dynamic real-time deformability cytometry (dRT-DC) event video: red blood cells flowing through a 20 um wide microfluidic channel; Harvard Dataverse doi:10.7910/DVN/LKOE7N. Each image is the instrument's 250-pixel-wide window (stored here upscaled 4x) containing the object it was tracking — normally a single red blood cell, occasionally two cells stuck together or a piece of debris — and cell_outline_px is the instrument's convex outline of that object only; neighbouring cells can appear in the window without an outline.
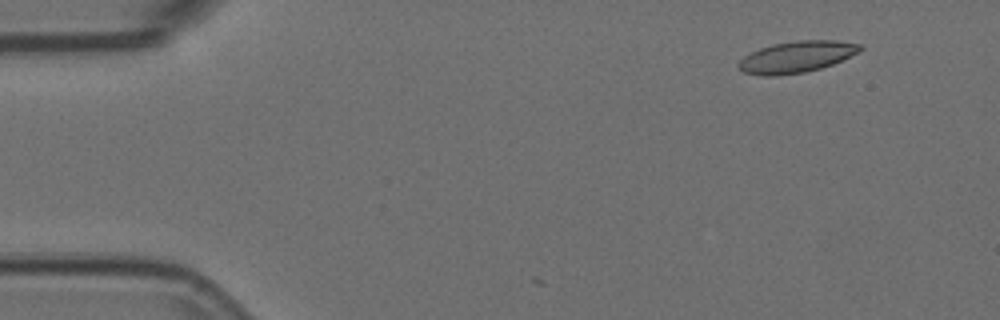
{"species": "Egyptian fruit bat (a non-hibernating species)", "species_latin": "Rousettus aegyptiacus", "temperature_condition": "room temperature", "stored_images_in_passage": 4, "camera_frame_rate_fps": 3000, "um_per_image_px": 0.085, "animal": {"sex": "female"}, "frame": {"image": 1, "passage_image": 2, "time_ms": 0.333, "image_size_px": [1000, 320], "cell_outline_px": [[864, 48], [860, 52], [832, 64], [820, 68], [804, 72], [772, 76], [760, 76], [744, 72], [736, 64], [744, 56], [760, 48], [776, 44], [796, 40], [836, 40], [860, 44]], "centroid_in_image_um": [67.72, 4.83], "position_along_channel_um": 17.3, "area_um2": 22.14}}